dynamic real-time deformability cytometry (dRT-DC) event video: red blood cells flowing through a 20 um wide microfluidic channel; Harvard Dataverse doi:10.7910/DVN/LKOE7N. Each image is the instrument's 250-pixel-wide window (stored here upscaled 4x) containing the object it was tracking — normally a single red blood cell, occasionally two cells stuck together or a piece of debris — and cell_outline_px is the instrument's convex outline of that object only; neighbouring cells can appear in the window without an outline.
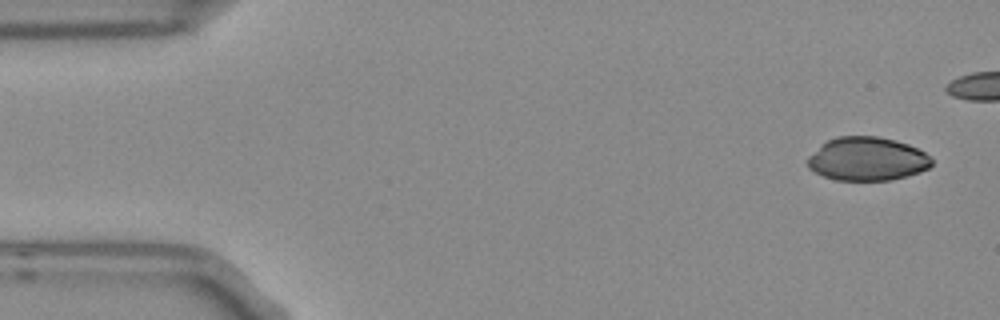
{"species": "Egyptian fruit bat (a non-hibernating species)", "species_latin": "Rousettus aegyptiacus", "temperature_condition": "room temperature", "stored_images_in_passage": 4, "camera_frame_rate_fps": 3000, "um_per_image_px": 0.085, "frame": {"image": 1, "passage_image": 1, "time_ms": 0.0, "image_size_px": [1000, 320], "cell_outline_px": [[932, 164], [928, 168], [920, 172], [908, 176], [892, 180], [836, 180], [824, 176], [808, 168], [808, 156], [820, 144], [836, 136], [876, 136], [896, 140], [908, 144], [924, 152], [932, 160]], "centroid_in_image_um": [73.7, 13.5], "position_along_channel_um": 11.3, "area_um2": 31.56}}